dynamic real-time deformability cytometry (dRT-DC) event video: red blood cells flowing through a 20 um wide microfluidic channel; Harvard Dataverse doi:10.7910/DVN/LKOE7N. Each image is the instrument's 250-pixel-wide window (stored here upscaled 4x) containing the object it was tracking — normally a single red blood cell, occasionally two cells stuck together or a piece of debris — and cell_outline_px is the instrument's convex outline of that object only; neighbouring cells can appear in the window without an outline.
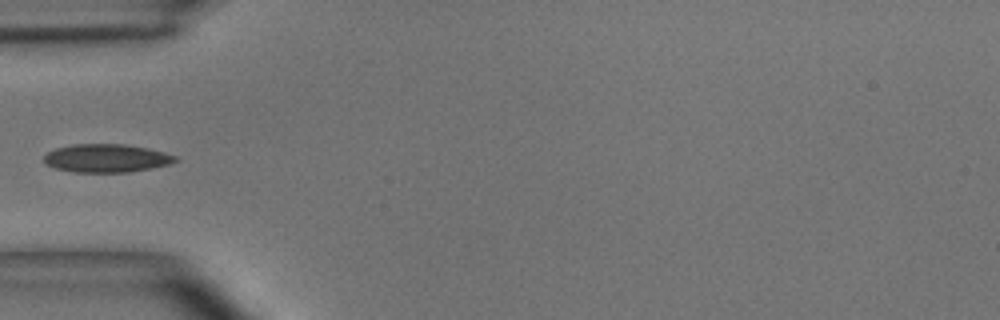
{"species": "common noctule bat (a hibernating species)", "species_latin": "Nyctalus noctula", "temperature_condition": "room temperature", "stored_images_in_passage": 35, "camera_frame_rate_fps": 3000, "um_per_image_px": 0.085, "animal": {"sex": "male", "body_mass_g": 15.6}, "frame": {"image": 1, "passage_image": 1, "time_ms": 0.0, "image_size_px": [1000, 320], "cell_outline_px": [[180, 160], [168, 164], [128, 172], [72, 172], [56, 168], [48, 164], [44, 160], [44, 156], [48, 152], [56, 148], [76, 144], [124, 144], [148, 148], [164, 152], [176, 156]], "centroid_in_image_um": [9.06, 13.44], "position_along_channel_um": 75.9, "area_um2": 21.39}}
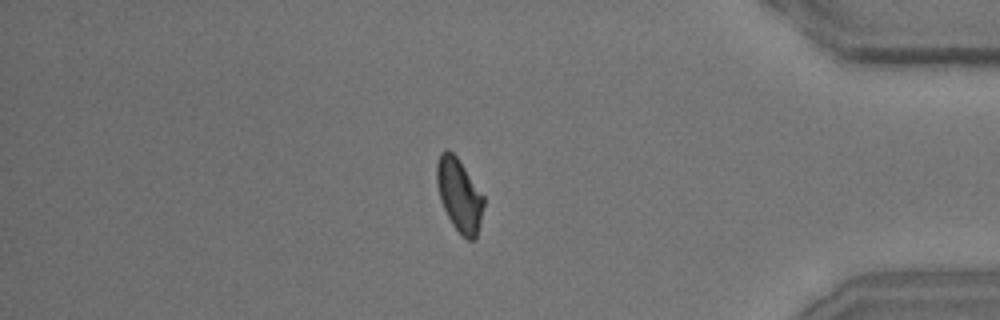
{"frame": {"image": 2, "passage_image": 27, "time_ms": 8.667, "image_size_px": [1000, 320], "cell_outline_px": [[484, 204], [476, 240], [468, 240], [452, 224], [440, 200], [436, 184], [436, 164], [440, 152], [444, 148], [448, 148], [456, 156], [484, 196]], "centroid_in_image_um": [39.02, 16.55], "position_along_channel_um": 396.2, "area_um2": 19.88}}
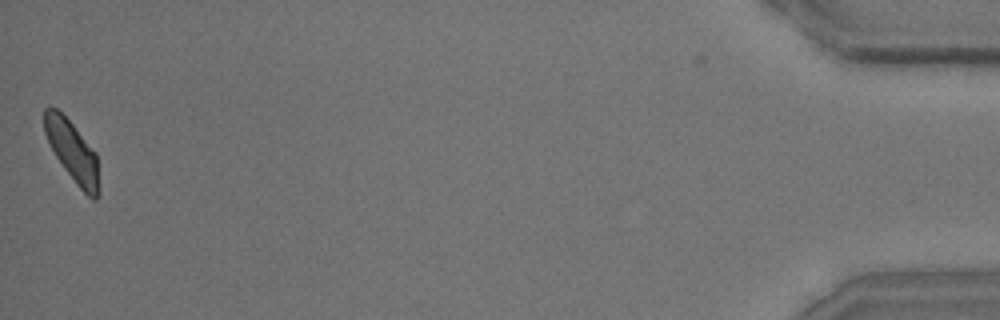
{"frame": {"image": 3, "passage_image": 34, "time_ms": 11.0, "image_size_px": [1000, 320], "cell_outline_px": [[100, 192], [96, 200], [92, 200], [76, 184], [64, 168], [56, 156], [44, 132], [44, 108], [48, 104], [56, 108], [72, 124], [96, 152], [100, 188]], "centroid_in_image_um": [6.17, 12.89], "position_along_channel_um": 429.0, "area_um2": 19.31}}